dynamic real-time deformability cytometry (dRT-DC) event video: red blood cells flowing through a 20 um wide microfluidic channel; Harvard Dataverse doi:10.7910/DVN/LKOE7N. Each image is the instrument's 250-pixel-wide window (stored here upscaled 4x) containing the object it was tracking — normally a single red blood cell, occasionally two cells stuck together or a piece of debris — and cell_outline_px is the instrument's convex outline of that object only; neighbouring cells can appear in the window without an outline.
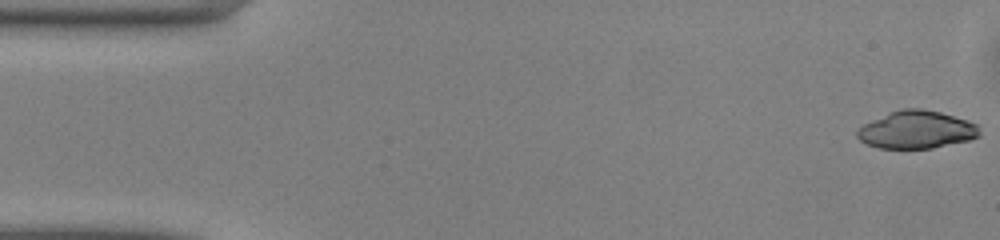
{"species": "common noctule bat (a hibernating species)", "species_latin": "Nyctalus noctula", "temperature_condition": "warm", "stored_images_in_passage": 43, "camera_frame_rate_fps": 3000, "um_per_image_px": 0.085, "animal": {"sex": "male", "body_mass_g": 13.0, "forearm_length_mm": 53.1}, "frame": {"image": 1, "passage_image": 1, "time_ms": 0.0, "image_size_px": [1000, 240], "cell_outline_px": [[980, 136], [968, 140], [932, 148], [880, 148], [868, 144], [860, 140], [856, 136], [856, 132], [864, 124], [888, 112], [904, 108], [920, 108], [940, 112], [968, 120], [976, 124], [980, 132]], "centroid_in_image_um": [77.91, 11.02], "position_along_channel_um": 7.1, "area_um2": 26.7}, "authors_computed_cell_mechanics": {"area_um2": 26.7036, "velocity_mm_per_s": 4.1139, "shape_relaxation_time_tau1_ms": 1.11, "shape_relaxation_time_tau2_ms": null, "deformation_change_tau1": 0.2483, "deformation_change_tau2": null}}